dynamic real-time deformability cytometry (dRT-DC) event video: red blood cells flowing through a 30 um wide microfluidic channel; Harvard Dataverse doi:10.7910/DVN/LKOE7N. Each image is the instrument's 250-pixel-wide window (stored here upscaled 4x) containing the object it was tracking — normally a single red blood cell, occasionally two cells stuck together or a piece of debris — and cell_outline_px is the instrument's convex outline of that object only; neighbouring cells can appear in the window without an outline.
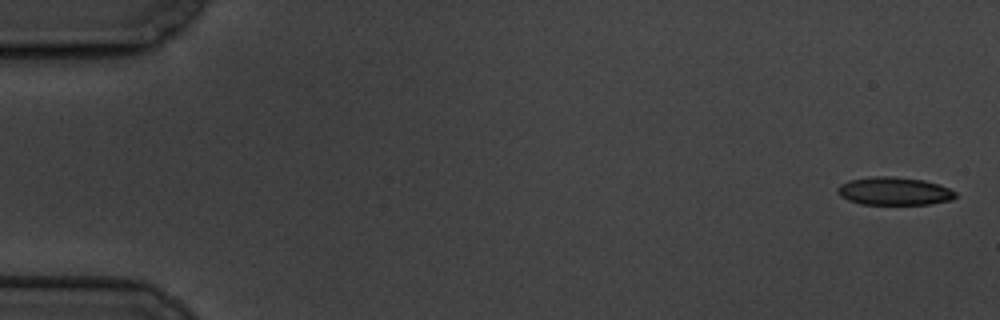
{"species": "common noctule bat (a hibernating species)", "species_latin": "Nyctalus noctula", "temperature_condition": "cold", "stored_images_in_passage": 8, "camera_frame_rate_fps": 3000, "um_per_image_px": 0.085, "animal": {"sex": "male", "body_mass_g": 19.5, "forearm_length_mm": 54.6}, "frame": {"image": 1, "passage_image": 1, "time_ms": 0.0, "image_size_px": [1000, 320], "cell_outline_px": [[956, 196], [952, 200], [932, 204], [860, 204], [848, 200], [840, 196], [836, 192], [836, 188], [840, 184], [848, 180], [872, 176], [892, 176], [924, 180], [940, 184], [956, 192]], "centroid_in_image_um": [75.99, 16.24], "position_along_channel_um": 9.0, "area_um2": 19.48}}
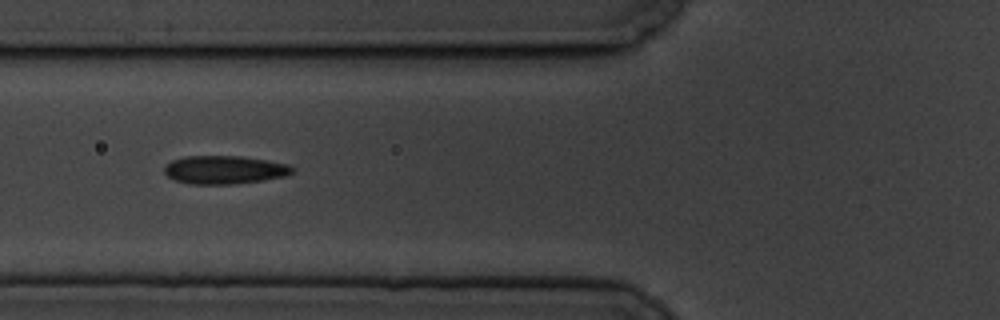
{"frame": {"image": 2, "passage_image": 7, "time_ms": 7.0, "image_size_px": [1000, 320], "cell_outline_px": [[296, 168], [292, 172], [284, 176], [264, 180], [232, 184], [188, 184], [176, 180], [168, 176], [164, 172], [164, 168], [172, 160], [184, 156], [240, 156], [268, 160], [288, 164]], "centroid_in_image_um": [19.09, 14.43], "position_along_channel_um": 106.7, "area_um2": 21.1}}
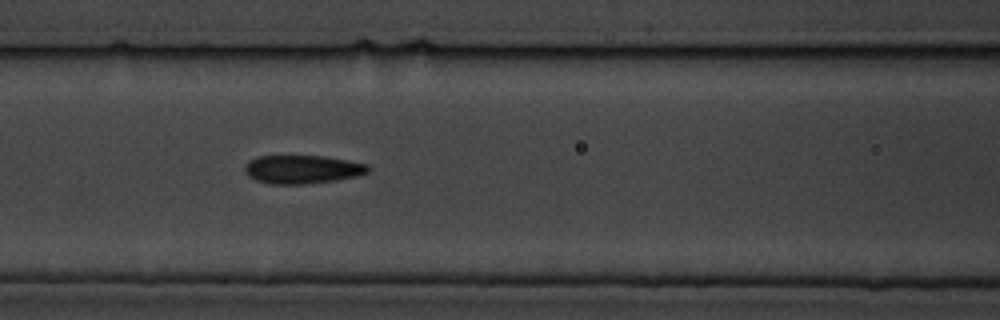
{"frame": {"image": 3, "passage_image": 8, "time_ms": 8.0, "image_size_px": [1000, 320], "cell_outline_px": [[372, 168], [368, 172], [356, 176], [336, 180], [304, 184], [272, 184], [256, 180], [248, 176], [244, 172], [244, 164], [248, 160], [256, 156], [324, 156], [348, 160], [368, 164]], "centroid_in_image_um": [25.68, 14.39], "position_along_channel_um": 140.9, "area_um2": 20.63}}